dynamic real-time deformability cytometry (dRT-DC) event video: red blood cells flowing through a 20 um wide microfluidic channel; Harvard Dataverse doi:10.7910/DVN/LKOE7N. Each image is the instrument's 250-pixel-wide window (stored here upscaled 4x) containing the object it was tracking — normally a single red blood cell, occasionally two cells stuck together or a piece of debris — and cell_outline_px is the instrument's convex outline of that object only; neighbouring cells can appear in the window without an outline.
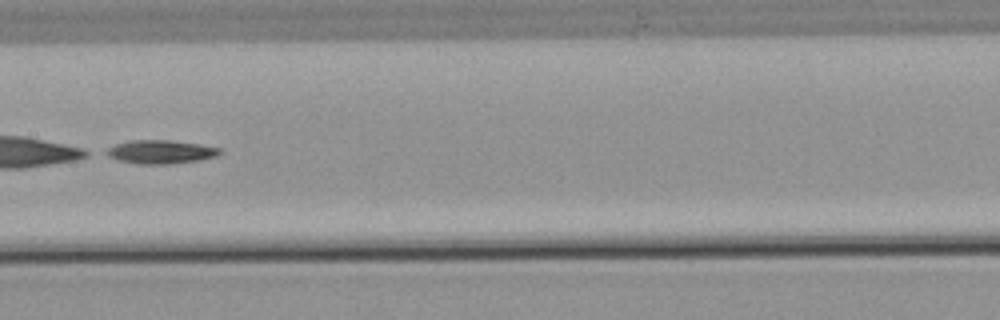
{"species": "common noctule bat (a hibernating species)", "species_latin": "Nyctalus noctula", "temperature_condition": "warm", "stored_images_in_passage": 53, "segment_of_instrument_passage": [2, 2], "camera_frame_rate_fps": 3000, "um_per_image_px": 0.085, "animal": {"sex": "male", "body_mass_g": 21.5, "forearm_length_mm": 52.0}, "frame": {"image": 1, "passage_image": 28, "time_ms": 9.0, "image_size_px": [1000, 320], "cell_outline_px": [[224, 152], [216, 156], [200, 160], [172, 164], [136, 164], [116, 160], [100, 152], [116, 144], [132, 140], [168, 140], [200, 144], [220, 148]], "centroid_in_image_um": [13.62, 12.92], "position_along_channel_um": 193.8, "area_um2": 15.84}}